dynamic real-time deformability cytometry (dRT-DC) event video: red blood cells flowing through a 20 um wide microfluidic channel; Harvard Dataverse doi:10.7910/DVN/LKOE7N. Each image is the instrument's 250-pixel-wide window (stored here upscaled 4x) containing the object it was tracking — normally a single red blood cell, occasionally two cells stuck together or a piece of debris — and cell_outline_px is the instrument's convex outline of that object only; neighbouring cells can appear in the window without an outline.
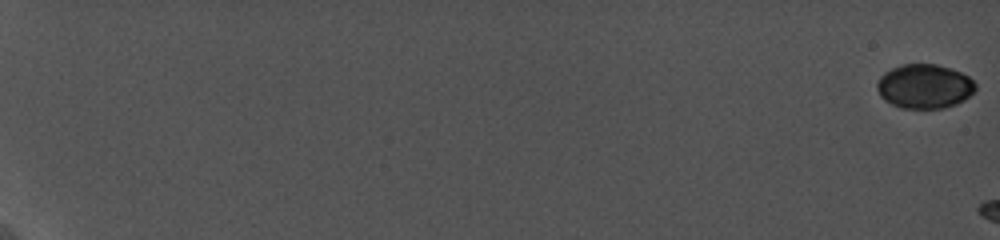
{"species": "common noctule bat (a hibernating species)", "species_latin": "Nyctalus noctula", "temperature_condition": "cold", "stored_images_in_passage": 14, "camera_frame_rate_fps": 5000, "um_per_image_px": 0.085, "animal": {"sex": "female", "body_mass_g": 19.0, "forearm_length_mm": 56.7}, "frame": {"image": 1, "passage_image": 1, "time_ms": 0.0, "image_size_px": [1000, 240], "cell_outline_px": [[976, 88], [964, 100], [956, 104], [944, 108], [900, 108], [884, 100], [880, 96], [876, 88], [876, 84], [880, 76], [884, 72], [900, 64], [936, 64], [960, 72], [968, 76], [976, 84]], "centroid_in_image_um": [78.54, 7.34], "position_along_channel_um": 6.5, "area_um2": 25.43}}
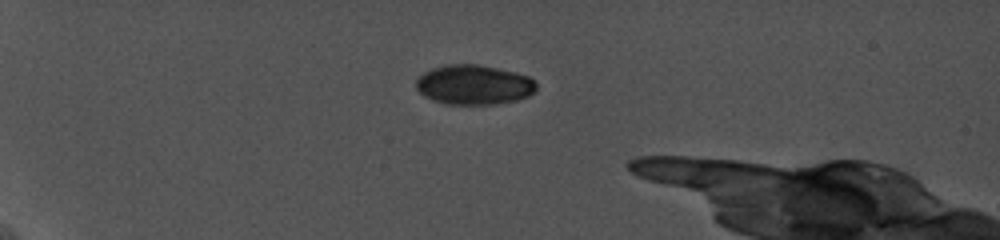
{"frame": {"image": 2, "passage_image": 12, "time_ms": 6.4, "image_size_px": [1000, 240], "cell_outline_px": [[536, 88], [528, 96], [516, 100], [492, 104], [444, 104], [432, 100], [424, 96], [416, 88], [416, 80], [424, 72], [432, 68], [448, 64], [476, 64], [516, 72], [528, 76], [536, 80]], "centroid_in_image_um": [40.27, 7.2], "position_along_channel_um": 44.7, "area_um2": 27.8}}